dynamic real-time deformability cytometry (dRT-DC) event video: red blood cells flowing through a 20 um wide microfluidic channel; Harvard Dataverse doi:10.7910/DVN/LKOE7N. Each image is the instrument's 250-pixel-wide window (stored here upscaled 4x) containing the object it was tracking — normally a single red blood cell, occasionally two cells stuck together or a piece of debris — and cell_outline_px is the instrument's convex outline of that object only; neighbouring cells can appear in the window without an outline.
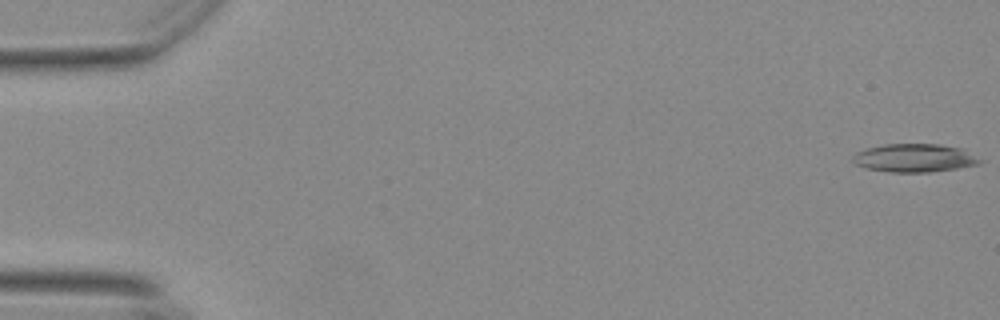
{"species": "Egyptian fruit bat (a non-hibernating species)", "species_latin": "Rousettus aegyptiacus", "temperature_condition": "warm", "stored_images_in_passage": 54, "camera_frame_rate_fps": 3000, "um_per_image_px": 0.085, "animal": {"sex": "female"}, "frame": {"image": 1, "passage_image": 1, "time_ms": 0.0, "image_size_px": [1000, 320], "cell_outline_px": [[980, 160], [976, 164], [956, 168], [928, 172], [888, 172], [868, 168], [856, 164], [852, 160], [852, 156], [856, 152], [868, 148], [884, 144], [936, 144], [960, 148]], "centroid_in_image_um": [77.64, 13.42], "position_along_channel_um": 7.4, "area_um2": 20.4}}
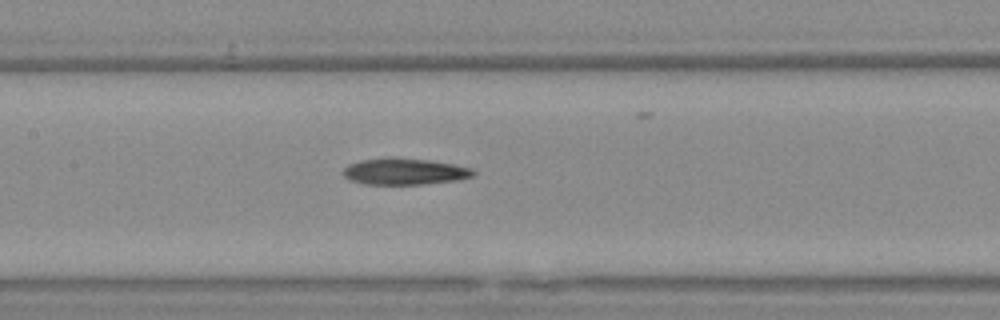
{"frame": {"image": 2, "passage_image": 27, "time_ms": 8.667, "image_size_px": [1000, 320], "cell_outline_px": [[476, 172], [472, 176], [452, 180], [420, 184], [364, 184], [352, 180], [344, 176], [340, 172], [348, 164], [360, 160], [388, 156], [396, 156], [428, 160], [456, 164], [472, 168]], "centroid_in_image_um": [34.33, 14.54], "position_along_channel_um": 173.1, "area_um2": 20.23}}
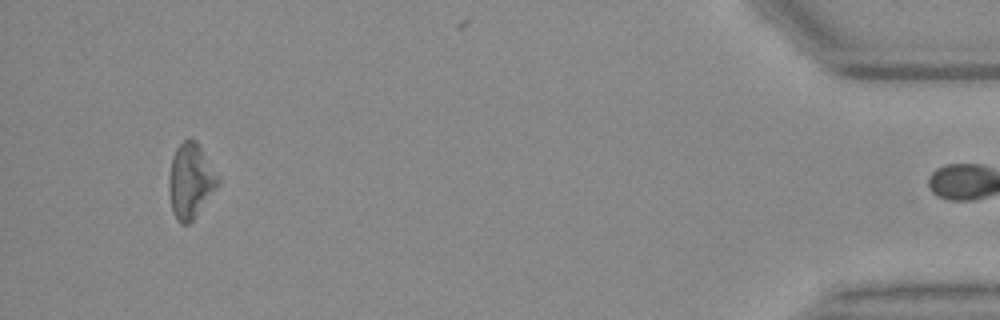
{"frame": {"image": 3, "passage_image": 53, "time_ms": 17.333, "image_size_px": [1000, 320], "cell_outline_px": [[220, 184], [192, 220], [188, 224], [180, 224], [176, 220], [172, 212], [168, 192], [168, 176], [172, 156], [176, 148], [188, 136], [196, 140], [220, 176]], "centroid_in_image_um": [16.19, 15.35], "position_along_channel_um": 419.0, "area_um2": 21.85}}